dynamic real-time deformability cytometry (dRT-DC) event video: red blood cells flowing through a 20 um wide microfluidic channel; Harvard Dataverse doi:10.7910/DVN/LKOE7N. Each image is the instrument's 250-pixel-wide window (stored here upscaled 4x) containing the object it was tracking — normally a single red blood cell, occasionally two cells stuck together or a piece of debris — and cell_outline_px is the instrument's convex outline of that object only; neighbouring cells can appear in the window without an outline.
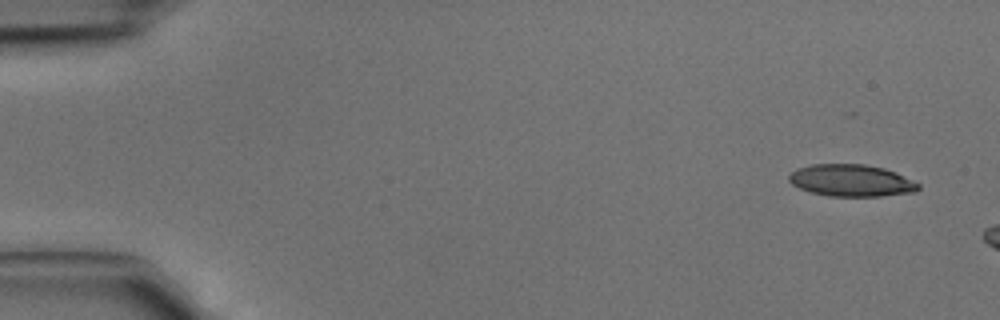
{"species": "common noctule bat (a hibernating species)", "species_latin": "Nyctalus noctula", "temperature_condition": "cold", "stored_images_in_passage": 3, "camera_frame_rate_fps": 3000, "um_per_image_px": 0.085, "animal": {"sex": "male", "body_mass_g": 15.6}, "frame": {"image": 1, "passage_image": 1, "time_ms": 0.0, "image_size_px": [1000, 320], "cell_outline_px": [[920, 188], [916, 192], [880, 196], [828, 196], [812, 192], [800, 188], [792, 184], [788, 180], [788, 176], [796, 168], [812, 164], [864, 164], [884, 168], [896, 172], [920, 184]], "centroid_in_image_um": [72.37, 15.34], "position_along_channel_um": 12.6, "area_um2": 24.16}}